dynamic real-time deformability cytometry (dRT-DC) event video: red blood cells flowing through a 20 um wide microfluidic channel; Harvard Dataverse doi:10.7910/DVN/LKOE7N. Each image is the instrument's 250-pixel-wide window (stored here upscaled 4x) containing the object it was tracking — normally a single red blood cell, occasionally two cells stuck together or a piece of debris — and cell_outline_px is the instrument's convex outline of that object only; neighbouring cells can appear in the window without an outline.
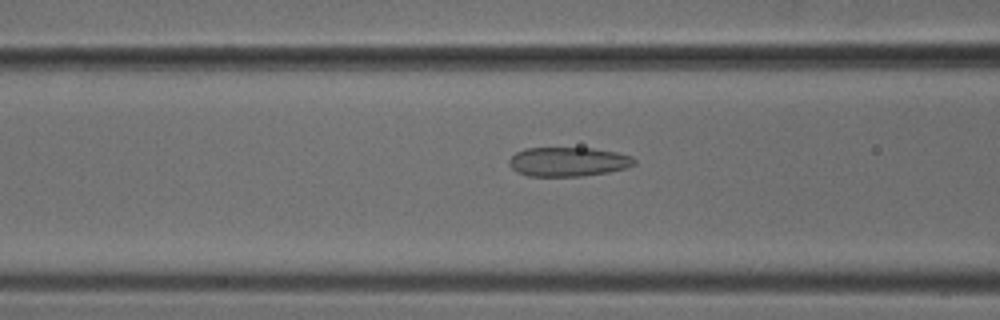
{"species": "common noctule bat (a hibernating species)", "species_latin": "Nyctalus noctula", "temperature_condition": "cold", "stored_images_in_passage": 50, "camera_frame_rate_fps": 3000, "um_per_image_px": 0.085, "animal": {"sex": "male", "body_mass_g": 18.8}, "frame": {"image": 1, "passage_image": 20, "time_ms": 6.333, "image_size_px": [1000, 320], "cell_outline_px": [[636, 164], [628, 168], [608, 172], [580, 176], [528, 176], [516, 172], [508, 164], [508, 160], [516, 152], [524, 148], [592, 148], [616, 152], [632, 156], [636, 160]], "centroid_in_image_um": [48.29, 13.75], "position_along_channel_um": 118.3, "area_um2": 21.5}}
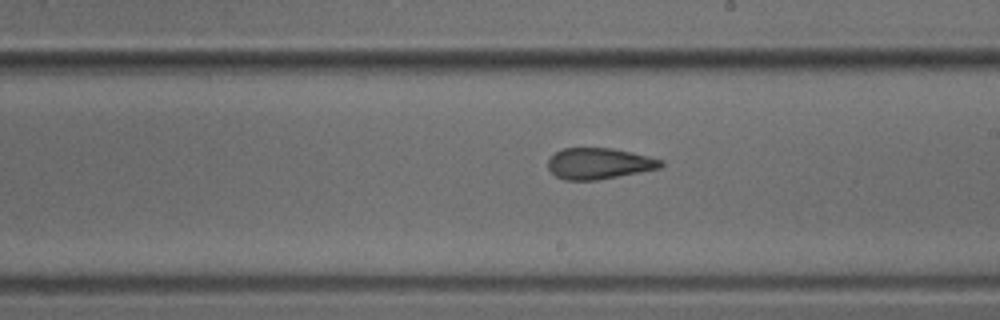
{"frame": {"image": 2, "passage_image": 29, "time_ms": 9.333, "image_size_px": [1000, 320], "cell_outline_px": [[664, 164], [660, 168], [596, 180], [564, 180], [556, 176], [548, 168], [548, 160], [556, 152], [564, 148], [612, 148], [632, 152], [664, 160]], "centroid_in_image_um": [50.92, 13.89], "position_along_channel_um": 238.1, "area_um2": 20.35}}
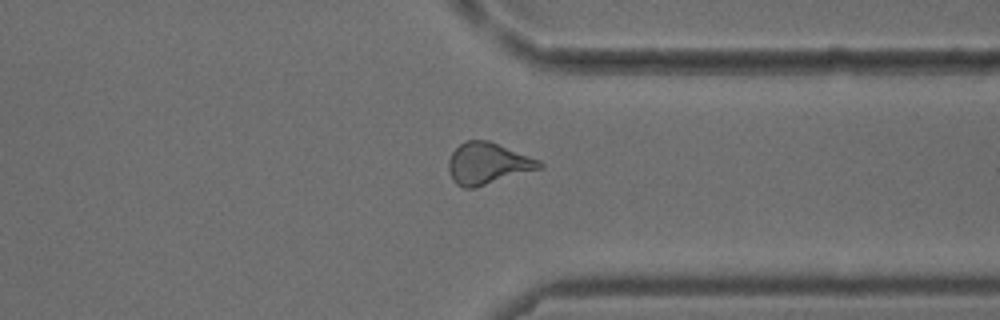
{"frame": {"image": 3, "passage_image": 39, "time_ms": 12.667, "image_size_px": [1000, 320], "cell_outline_px": [[544, 168], [476, 188], [464, 188], [456, 184], [452, 180], [448, 168], [448, 160], [452, 152], [464, 140], [488, 140], [540, 160], [544, 164]], "centroid_in_image_um": [41.47, 13.91], "position_along_channel_um": 369.9, "area_um2": 22.31}}